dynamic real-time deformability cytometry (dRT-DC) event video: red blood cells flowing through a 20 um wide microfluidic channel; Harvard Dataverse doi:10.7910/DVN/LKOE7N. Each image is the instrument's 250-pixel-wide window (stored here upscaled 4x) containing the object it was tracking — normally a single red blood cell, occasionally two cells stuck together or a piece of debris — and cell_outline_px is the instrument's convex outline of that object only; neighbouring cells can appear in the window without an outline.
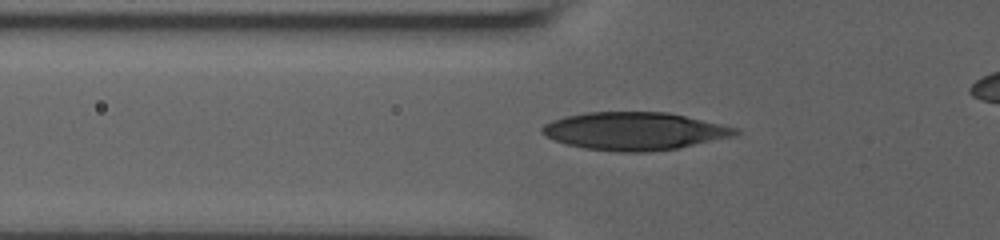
{"species": "human", "species_latin": "Homo sapiens", "temperature_condition": "room temperature", "stored_images_in_passage": 34, "camera_frame_rate_fps": 3000, "um_per_image_px": 0.085, "donor": {"sex": "male"}, "frame": {"image": 1, "passage_image": 5, "time_ms": 1.333, "image_size_px": [1000, 240], "cell_outline_px": [[740, 132], [736, 136], [676, 148], [648, 152], [616, 152], [584, 148], [568, 144], [556, 140], [540, 132], [540, 128], [544, 124], [552, 120], [564, 116], [588, 112], [668, 112], [740, 128]], "centroid_in_image_um": [53.95, 11.14], "position_along_channel_um": 71.8, "area_um2": 42.66}}
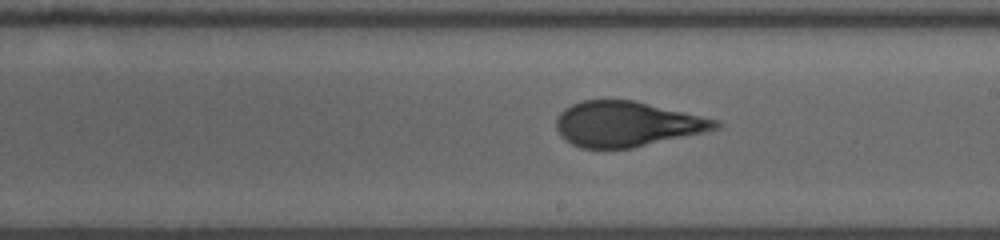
{"frame": {"image": 2, "passage_image": 17, "time_ms": 5.333, "image_size_px": [1000, 240], "cell_outline_px": [[724, 124], [720, 128], [708, 132], [632, 148], [580, 148], [572, 144], [560, 136], [556, 128], [556, 116], [564, 108], [572, 104], [584, 100], [632, 100], [720, 120]], "centroid_in_image_um": [53.31, 10.55], "position_along_channel_um": 235.7, "area_um2": 42.19}}
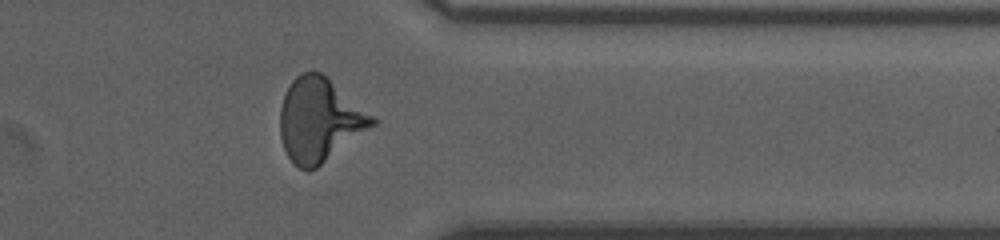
{"frame": {"image": 3, "passage_image": 29, "time_ms": 9.333, "image_size_px": [1000, 240], "cell_outline_px": [[380, 120], [376, 124], [316, 168], [308, 172], [300, 168], [288, 156], [284, 148], [280, 136], [280, 108], [284, 96], [292, 80], [300, 72], [320, 72], [376, 116]], "centroid_in_image_um": [27.18, 10.2], "position_along_channel_um": 384.2, "area_um2": 44.74}}